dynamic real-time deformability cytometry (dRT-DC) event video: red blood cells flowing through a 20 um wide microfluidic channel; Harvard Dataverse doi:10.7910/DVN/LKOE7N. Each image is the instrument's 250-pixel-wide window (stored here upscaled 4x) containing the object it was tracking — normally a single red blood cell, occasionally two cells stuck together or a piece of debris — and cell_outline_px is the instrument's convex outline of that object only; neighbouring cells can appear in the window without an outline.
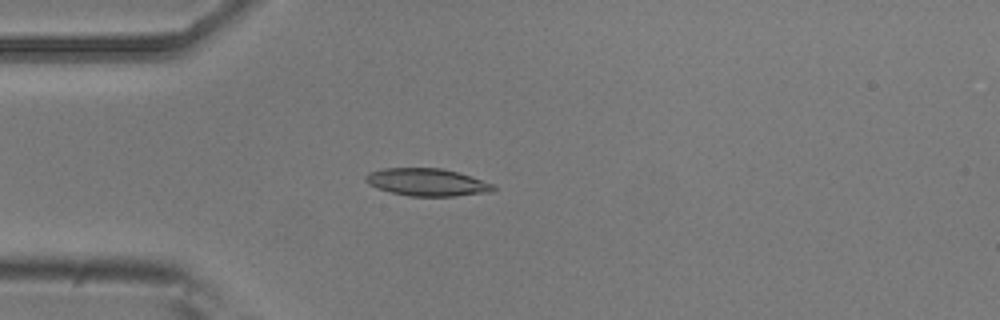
{"species": "common noctule bat (a hibernating species)", "species_latin": "Nyctalus noctula", "temperature_condition": "room temperature", "stored_images_in_passage": 4, "camera_frame_rate_fps": 3000, "um_per_image_px": 0.085, "animal": {"sex": "male", "body_mass_g": 20.5, "forearm_length_mm": 52.5}, "frame": {"image": 1, "passage_image": 4, "time_ms": 1.0, "image_size_px": [1000, 320], "cell_outline_px": [[496, 188], [492, 192], [456, 196], [408, 196], [392, 192], [368, 184], [364, 180], [364, 176], [368, 172], [384, 168], [444, 168], [496, 184]], "centroid_in_image_um": [36.33, 15.48], "position_along_channel_um": 48.7, "area_um2": 20.58}}